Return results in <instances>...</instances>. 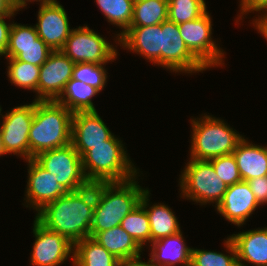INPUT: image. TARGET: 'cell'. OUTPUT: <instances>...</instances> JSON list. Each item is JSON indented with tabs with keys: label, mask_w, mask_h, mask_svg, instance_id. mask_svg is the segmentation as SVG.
<instances>
[{
	"label": "cell",
	"mask_w": 267,
	"mask_h": 266,
	"mask_svg": "<svg viewBox=\"0 0 267 266\" xmlns=\"http://www.w3.org/2000/svg\"><path fill=\"white\" fill-rule=\"evenodd\" d=\"M178 29L189 51L208 69L222 66L225 52L212 40V21L206 11L199 18L178 24Z\"/></svg>",
	"instance_id": "9c48e42d"
},
{
	"label": "cell",
	"mask_w": 267,
	"mask_h": 266,
	"mask_svg": "<svg viewBox=\"0 0 267 266\" xmlns=\"http://www.w3.org/2000/svg\"><path fill=\"white\" fill-rule=\"evenodd\" d=\"M16 9L9 0H0V15H15Z\"/></svg>",
	"instance_id": "f35d334b"
},
{
	"label": "cell",
	"mask_w": 267,
	"mask_h": 266,
	"mask_svg": "<svg viewBox=\"0 0 267 266\" xmlns=\"http://www.w3.org/2000/svg\"><path fill=\"white\" fill-rule=\"evenodd\" d=\"M95 207V183L67 192L36 213L47 229L67 237L73 244L90 237Z\"/></svg>",
	"instance_id": "6da1fadb"
},
{
	"label": "cell",
	"mask_w": 267,
	"mask_h": 266,
	"mask_svg": "<svg viewBox=\"0 0 267 266\" xmlns=\"http://www.w3.org/2000/svg\"><path fill=\"white\" fill-rule=\"evenodd\" d=\"M123 145L113 135L106 144L95 145L81 156L83 172L90 184L124 182L138 176Z\"/></svg>",
	"instance_id": "277c9868"
},
{
	"label": "cell",
	"mask_w": 267,
	"mask_h": 266,
	"mask_svg": "<svg viewBox=\"0 0 267 266\" xmlns=\"http://www.w3.org/2000/svg\"><path fill=\"white\" fill-rule=\"evenodd\" d=\"M75 63L61 50L52 51L40 66L36 101H56L72 78Z\"/></svg>",
	"instance_id": "4fadbf2b"
},
{
	"label": "cell",
	"mask_w": 267,
	"mask_h": 266,
	"mask_svg": "<svg viewBox=\"0 0 267 266\" xmlns=\"http://www.w3.org/2000/svg\"><path fill=\"white\" fill-rule=\"evenodd\" d=\"M252 193L256 197L257 202L261 204L267 203V176L253 178L247 181Z\"/></svg>",
	"instance_id": "d590c367"
},
{
	"label": "cell",
	"mask_w": 267,
	"mask_h": 266,
	"mask_svg": "<svg viewBox=\"0 0 267 266\" xmlns=\"http://www.w3.org/2000/svg\"><path fill=\"white\" fill-rule=\"evenodd\" d=\"M149 194L150 191L147 189L142 195L140 203L146 209L149 218L151 242L179 233L181 231L180 224L171 208L164 203L153 204L149 207Z\"/></svg>",
	"instance_id": "603a6c76"
},
{
	"label": "cell",
	"mask_w": 267,
	"mask_h": 266,
	"mask_svg": "<svg viewBox=\"0 0 267 266\" xmlns=\"http://www.w3.org/2000/svg\"><path fill=\"white\" fill-rule=\"evenodd\" d=\"M199 119V120H198ZM192 119L190 158L209 161L222 155L232 154L244 138L230 128L224 120L212 115Z\"/></svg>",
	"instance_id": "5b68a950"
},
{
	"label": "cell",
	"mask_w": 267,
	"mask_h": 266,
	"mask_svg": "<svg viewBox=\"0 0 267 266\" xmlns=\"http://www.w3.org/2000/svg\"><path fill=\"white\" fill-rule=\"evenodd\" d=\"M73 266H119L120 260L92 237L74 244Z\"/></svg>",
	"instance_id": "d4e9b609"
},
{
	"label": "cell",
	"mask_w": 267,
	"mask_h": 266,
	"mask_svg": "<svg viewBox=\"0 0 267 266\" xmlns=\"http://www.w3.org/2000/svg\"><path fill=\"white\" fill-rule=\"evenodd\" d=\"M137 177L124 182L95 183V207L90 237L119 226L140 202L147 189L136 182Z\"/></svg>",
	"instance_id": "7a4b0ae2"
},
{
	"label": "cell",
	"mask_w": 267,
	"mask_h": 266,
	"mask_svg": "<svg viewBox=\"0 0 267 266\" xmlns=\"http://www.w3.org/2000/svg\"><path fill=\"white\" fill-rule=\"evenodd\" d=\"M28 167V182L26 187V207L37 212L45 205L53 202L67 192L58 184L56 179L33 158L26 160Z\"/></svg>",
	"instance_id": "e0dca14e"
},
{
	"label": "cell",
	"mask_w": 267,
	"mask_h": 266,
	"mask_svg": "<svg viewBox=\"0 0 267 266\" xmlns=\"http://www.w3.org/2000/svg\"><path fill=\"white\" fill-rule=\"evenodd\" d=\"M33 224L32 266H59L69 257L74 261V244L67 237L47 229L36 219Z\"/></svg>",
	"instance_id": "7c38bea8"
},
{
	"label": "cell",
	"mask_w": 267,
	"mask_h": 266,
	"mask_svg": "<svg viewBox=\"0 0 267 266\" xmlns=\"http://www.w3.org/2000/svg\"><path fill=\"white\" fill-rule=\"evenodd\" d=\"M113 136L97 111H78L73 113L71 144L82 156L98 144H106Z\"/></svg>",
	"instance_id": "2e32d148"
},
{
	"label": "cell",
	"mask_w": 267,
	"mask_h": 266,
	"mask_svg": "<svg viewBox=\"0 0 267 266\" xmlns=\"http://www.w3.org/2000/svg\"><path fill=\"white\" fill-rule=\"evenodd\" d=\"M229 237L236 248L239 266H246L243 261L255 266H267V227L232 234Z\"/></svg>",
	"instance_id": "ffe728a7"
},
{
	"label": "cell",
	"mask_w": 267,
	"mask_h": 266,
	"mask_svg": "<svg viewBox=\"0 0 267 266\" xmlns=\"http://www.w3.org/2000/svg\"><path fill=\"white\" fill-rule=\"evenodd\" d=\"M35 100L13 108L2 115L0 134L7 154L19 155L29 159V131L34 118Z\"/></svg>",
	"instance_id": "8fae6325"
},
{
	"label": "cell",
	"mask_w": 267,
	"mask_h": 266,
	"mask_svg": "<svg viewBox=\"0 0 267 266\" xmlns=\"http://www.w3.org/2000/svg\"><path fill=\"white\" fill-rule=\"evenodd\" d=\"M61 51L74 63L106 64L118 54L112 44L87 25L73 28Z\"/></svg>",
	"instance_id": "ba28073f"
},
{
	"label": "cell",
	"mask_w": 267,
	"mask_h": 266,
	"mask_svg": "<svg viewBox=\"0 0 267 266\" xmlns=\"http://www.w3.org/2000/svg\"><path fill=\"white\" fill-rule=\"evenodd\" d=\"M206 11L205 0H168V20L176 24L195 20Z\"/></svg>",
	"instance_id": "1f68e13d"
},
{
	"label": "cell",
	"mask_w": 267,
	"mask_h": 266,
	"mask_svg": "<svg viewBox=\"0 0 267 266\" xmlns=\"http://www.w3.org/2000/svg\"><path fill=\"white\" fill-rule=\"evenodd\" d=\"M108 22L123 29L116 40L130 27L135 0H95Z\"/></svg>",
	"instance_id": "83f0119b"
},
{
	"label": "cell",
	"mask_w": 267,
	"mask_h": 266,
	"mask_svg": "<svg viewBox=\"0 0 267 266\" xmlns=\"http://www.w3.org/2000/svg\"><path fill=\"white\" fill-rule=\"evenodd\" d=\"M9 1L13 4L16 11H19L20 9L25 8L27 5V2H29V1L30 2L40 1V5H41V4L49 3V2L54 1V0H9Z\"/></svg>",
	"instance_id": "ab89813d"
},
{
	"label": "cell",
	"mask_w": 267,
	"mask_h": 266,
	"mask_svg": "<svg viewBox=\"0 0 267 266\" xmlns=\"http://www.w3.org/2000/svg\"><path fill=\"white\" fill-rule=\"evenodd\" d=\"M240 15L237 19L243 17V15L251 13L252 11L261 12L264 14L258 15L257 19L253 20V25L262 21H267V0H241L240 2ZM266 12H264V11ZM242 14V15H241Z\"/></svg>",
	"instance_id": "e575fe53"
},
{
	"label": "cell",
	"mask_w": 267,
	"mask_h": 266,
	"mask_svg": "<svg viewBox=\"0 0 267 266\" xmlns=\"http://www.w3.org/2000/svg\"><path fill=\"white\" fill-rule=\"evenodd\" d=\"M7 154L5 149H4V146H3V142H2V137H1V134H0V156L2 155H5Z\"/></svg>",
	"instance_id": "b9f144b4"
},
{
	"label": "cell",
	"mask_w": 267,
	"mask_h": 266,
	"mask_svg": "<svg viewBox=\"0 0 267 266\" xmlns=\"http://www.w3.org/2000/svg\"><path fill=\"white\" fill-rule=\"evenodd\" d=\"M209 162L212 164L216 174L227 186L242 181L233 153L219 156L209 160Z\"/></svg>",
	"instance_id": "836d02e7"
},
{
	"label": "cell",
	"mask_w": 267,
	"mask_h": 266,
	"mask_svg": "<svg viewBox=\"0 0 267 266\" xmlns=\"http://www.w3.org/2000/svg\"><path fill=\"white\" fill-rule=\"evenodd\" d=\"M168 20V0H135L130 27L160 24Z\"/></svg>",
	"instance_id": "4316f807"
},
{
	"label": "cell",
	"mask_w": 267,
	"mask_h": 266,
	"mask_svg": "<svg viewBox=\"0 0 267 266\" xmlns=\"http://www.w3.org/2000/svg\"><path fill=\"white\" fill-rule=\"evenodd\" d=\"M120 226L142 249L147 242L151 243L150 222L141 203L122 219Z\"/></svg>",
	"instance_id": "f1b7e54d"
},
{
	"label": "cell",
	"mask_w": 267,
	"mask_h": 266,
	"mask_svg": "<svg viewBox=\"0 0 267 266\" xmlns=\"http://www.w3.org/2000/svg\"><path fill=\"white\" fill-rule=\"evenodd\" d=\"M93 239L120 261L140 257L143 250L120 225L98 232Z\"/></svg>",
	"instance_id": "cb8c5ba5"
},
{
	"label": "cell",
	"mask_w": 267,
	"mask_h": 266,
	"mask_svg": "<svg viewBox=\"0 0 267 266\" xmlns=\"http://www.w3.org/2000/svg\"><path fill=\"white\" fill-rule=\"evenodd\" d=\"M254 26L259 31L258 33L262 34V36L267 40V21L256 23Z\"/></svg>",
	"instance_id": "60d3db41"
},
{
	"label": "cell",
	"mask_w": 267,
	"mask_h": 266,
	"mask_svg": "<svg viewBox=\"0 0 267 266\" xmlns=\"http://www.w3.org/2000/svg\"><path fill=\"white\" fill-rule=\"evenodd\" d=\"M52 50L39 38L34 26L12 23L6 58L42 66Z\"/></svg>",
	"instance_id": "5bb4252c"
},
{
	"label": "cell",
	"mask_w": 267,
	"mask_h": 266,
	"mask_svg": "<svg viewBox=\"0 0 267 266\" xmlns=\"http://www.w3.org/2000/svg\"><path fill=\"white\" fill-rule=\"evenodd\" d=\"M9 66L7 76L14 85L33 90L37 94L40 66L19 61L16 58H7Z\"/></svg>",
	"instance_id": "4dcf8cb0"
},
{
	"label": "cell",
	"mask_w": 267,
	"mask_h": 266,
	"mask_svg": "<svg viewBox=\"0 0 267 266\" xmlns=\"http://www.w3.org/2000/svg\"><path fill=\"white\" fill-rule=\"evenodd\" d=\"M180 175L181 195L184 198L205 205L222 200L228 186L216 174L209 161L190 158Z\"/></svg>",
	"instance_id": "8992f818"
},
{
	"label": "cell",
	"mask_w": 267,
	"mask_h": 266,
	"mask_svg": "<svg viewBox=\"0 0 267 266\" xmlns=\"http://www.w3.org/2000/svg\"><path fill=\"white\" fill-rule=\"evenodd\" d=\"M35 25L39 38L52 50H61L72 29L63 6L57 0L41 4Z\"/></svg>",
	"instance_id": "9a60e30c"
},
{
	"label": "cell",
	"mask_w": 267,
	"mask_h": 266,
	"mask_svg": "<svg viewBox=\"0 0 267 266\" xmlns=\"http://www.w3.org/2000/svg\"><path fill=\"white\" fill-rule=\"evenodd\" d=\"M257 206L260 204L249 184L241 181L228 186L222 200L215 207L225 219L240 227L253 214Z\"/></svg>",
	"instance_id": "ac0fdd59"
},
{
	"label": "cell",
	"mask_w": 267,
	"mask_h": 266,
	"mask_svg": "<svg viewBox=\"0 0 267 266\" xmlns=\"http://www.w3.org/2000/svg\"><path fill=\"white\" fill-rule=\"evenodd\" d=\"M73 112L57 101H36L29 131V159L71 143Z\"/></svg>",
	"instance_id": "3957f363"
},
{
	"label": "cell",
	"mask_w": 267,
	"mask_h": 266,
	"mask_svg": "<svg viewBox=\"0 0 267 266\" xmlns=\"http://www.w3.org/2000/svg\"><path fill=\"white\" fill-rule=\"evenodd\" d=\"M14 15H0V57L5 55V51L9 43V34L12 23H6V18H11ZM5 19V20H4Z\"/></svg>",
	"instance_id": "8d00e7d4"
},
{
	"label": "cell",
	"mask_w": 267,
	"mask_h": 266,
	"mask_svg": "<svg viewBox=\"0 0 267 266\" xmlns=\"http://www.w3.org/2000/svg\"><path fill=\"white\" fill-rule=\"evenodd\" d=\"M161 67L173 72L198 73L207 68L189 51L182 39L178 24L161 23Z\"/></svg>",
	"instance_id": "30bf717a"
},
{
	"label": "cell",
	"mask_w": 267,
	"mask_h": 266,
	"mask_svg": "<svg viewBox=\"0 0 267 266\" xmlns=\"http://www.w3.org/2000/svg\"><path fill=\"white\" fill-rule=\"evenodd\" d=\"M224 241V246L230 255L192 248L190 266H238L234 243L230 237Z\"/></svg>",
	"instance_id": "f546056e"
},
{
	"label": "cell",
	"mask_w": 267,
	"mask_h": 266,
	"mask_svg": "<svg viewBox=\"0 0 267 266\" xmlns=\"http://www.w3.org/2000/svg\"><path fill=\"white\" fill-rule=\"evenodd\" d=\"M33 159L48 171L66 192H74L87 187L81 156L70 143L62 148L46 150Z\"/></svg>",
	"instance_id": "52a82bcc"
},
{
	"label": "cell",
	"mask_w": 267,
	"mask_h": 266,
	"mask_svg": "<svg viewBox=\"0 0 267 266\" xmlns=\"http://www.w3.org/2000/svg\"><path fill=\"white\" fill-rule=\"evenodd\" d=\"M104 68V64L75 63L72 79L88 84L100 92L105 87L108 77Z\"/></svg>",
	"instance_id": "d6a6232c"
},
{
	"label": "cell",
	"mask_w": 267,
	"mask_h": 266,
	"mask_svg": "<svg viewBox=\"0 0 267 266\" xmlns=\"http://www.w3.org/2000/svg\"><path fill=\"white\" fill-rule=\"evenodd\" d=\"M98 93L96 88L71 78L56 101L73 113L96 111L91 98Z\"/></svg>",
	"instance_id": "484cf974"
},
{
	"label": "cell",
	"mask_w": 267,
	"mask_h": 266,
	"mask_svg": "<svg viewBox=\"0 0 267 266\" xmlns=\"http://www.w3.org/2000/svg\"><path fill=\"white\" fill-rule=\"evenodd\" d=\"M119 266H156L152 261H141V256L134 259L121 260Z\"/></svg>",
	"instance_id": "74e56055"
},
{
	"label": "cell",
	"mask_w": 267,
	"mask_h": 266,
	"mask_svg": "<svg viewBox=\"0 0 267 266\" xmlns=\"http://www.w3.org/2000/svg\"><path fill=\"white\" fill-rule=\"evenodd\" d=\"M120 47L144 56L161 66V23L152 26L129 27L118 40Z\"/></svg>",
	"instance_id": "d6986e66"
},
{
	"label": "cell",
	"mask_w": 267,
	"mask_h": 266,
	"mask_svg": "<svg viewBox=\"0 0 267 266\" xmlns=\"http://www.w3.org/2000/svg\"><path fill=\"white\" fill-rule=\"evenodd\" d=\"M242 181L267 176V146L255 145L243 138L233 151Z\"/></svg>",
	"instance_id": "7402d4cb"
},
{
	"label": "cell",
	"mask_w": 267,
	"mask_h": 266,
	"mask_svg": "<svg viewBox=\"0 0 267 266\" xmlns=\"http://www.w3.org/2000/svg\"><path fill=\"white\" fill-rule=\"evenodd\" d=\"M180 231L177 234L167 236L151 242L150 261L156 266H190L191 250L184 242Z\"/></svg>",
	"instance_id": "44dd1931"
}]
</instances>
